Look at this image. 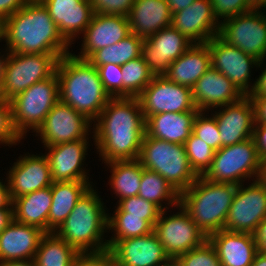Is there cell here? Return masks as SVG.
<instances>
[{"label":"cell","mask_w":266,"mask_h":266,"mask_svg":"<svg viewBox=\"0 0 266 266\" xmlns=\"http://www.w3.org/2000/svg\"><path fill=\"white\" fill-rule=\"evenodd\" d=\"M257 252L266 254V218L257 226L253 233Z\"/></svg>","instance_id":"cell-50"},{"label":"cell","mask_w":266,"mask_h":266,"mask_svg":"<svg viewBox=\"0 0 266 266\" xmlns=\"http://www.w3.org/2000/svg\"><path fill=\"white\" fill-rule=\"evenodd\" d=\"M245 95L222 73L210 67L192 88L199 111L214 110L240 101ZM213 108V109H212ZM215 108V109H214Z\"/></svg>","instance_id":"cell-22"},{"label":"cell","mask_w":266,"mask_h":266,"mask_svg":"<svg viewBox=\"0 0 266 266\" xmlns=\"http://www.w3.org/2000/svg\"><path fill=\"white\" fill-rule=\"evenodd\" d=\"M52 204L51 186L19 196L12 201L13 217L26 225L48 233V216Z\"/></svg>","instance_id":"cell-30"},{"label":"cell","mask_w":266,"mask_h":266,"mask_svg":"<svg viewBox=\"0 0 266 266\" xmlns=\"http://www.w3.org/2000/svg\"><path fill=\"white\" fill-rule=\"evenodd\" d=\"M116 266H160L170 257L153 232L117 240L110 248Z\"/></svg>","instance_id":"cell-21"},{"label":"cell","mask_w":266,"mask_h":266,"mask_svg":"<svg viewBox=\"0 0 266 266\" xmlns=\"http://www.w3.org/2000/svg\"><path fill=\"white\" fill-rule=\"evenodd\" d=\"M27 3L28 0H0V17H10Z\"/></svg>","instance_id":"cell-48"},{"label":"cell","mask_w":266,"mask_h":266,"mask_svg":"<svg viewBox=\"0 0 266 266\" xmlns=\"http://www.w3.org/2000/svg\"><path fill=\"white\" fill-rule=\"evenodd\" d=\"M0 266H36L34 260L8 261L0 263Z\"/></svg>","instance_id":"cell-56"},{"label":"cell","mask_w":266,"mask_h":266,"mask_svg":"<svg viewBox=\"0 0 266 266\" xmlns=\"http://www.w3.org/2000/svg\"><path fill=\"white\" fill-rule=\"evenodd\" d=\"M144 39L130 33L124 39L111 46L95 51L87 60L94 66L107 63L123 65L141 56Z\"/></svg>","instance_id":"cell-35"},{"label":"cell","mask_w":266,"mask_h":266,"mask_svg":"<svg viewBox=\"0 0 266 266\" xmlns=\"http://www.w3.org/2000/svg\"><path fill=\"white\" fill-rule=\"evenodd\" d=\"M13 219V209H0V233L11 223Z\"/></svg>","instance_id":"cell-54"},{"label":"cell","mask_w":266,"mask_h":266,"mask_svg":"<svg viewBox=\"0 0 266 266\" xmlns=\"http://www.w3.org/2000/svg\"><path fill=\"white\" fill-rule=\"evenodd\" d=\"M184 145L191 168L198 176H203L212 165L215 150L193 133Z\"/></svg>","instance_id":"cell-39"},{"label":"cell","mask_w":266,"mask_h":266,"mask_svg":"<svg viewBox=\"0 0 266 266\" xmlns=\"http://www.w3.org/2000/svg\"><path fill=\"white\" fill-rule=\"evenodd\" d=\"M251 266H266V254L257 252Z\"/></svg>","instance_id":"cell-57"},{"label":"cell","mask_w":266,"mask_h":266,"mask_svg":"<svg viewBox=\"0 0 266 266\" xmlns=\"http://www.w3.org/2000/svg\"><path fill=\"white\" fill-rule=\"evenodd\" d=\"M92 124L82 113L59 100L37 129L36 136L44 143L43 147L77 141L91 134Z\"/></svg>","instance_id":"cell-15"},{"label":"cell","mask_w":266,"mask_h":266,"mask_svg":"<svg viewBox=\"0 0 266 266\" xmlns=\"http://www.w3.org/2000/svg\"><path fill=\"white\" fill-rule=\"evenodd\" d=\"M88 137L89 135L85 139L45 147L52 182L90 181V174L83 167L90 145Z\"/></svg>","instance_id":"cell-17"},{"label":"cell","mask_w":266,"mask_h":266,"mask_svg":"<svg viewBox=\"0 0 266 266\" xmlns=\"http://www.w3.org/2000/svg\"><path fill=\"white\" fill-rule=\"evenodd\" d=\"M250 183L237 186L224 230L253 234L266 218V189L258 179Z\"/></svg>","instance_id":"cell-12"},{"label":"cell","mask_w":266,"mask_h":266,"mask_svg":"<svg viewBox=\"0 0 266 266\" xmlns=\"http://www.w3.org/2000/svg\"><path fill=\"white\" fill-rule=\"evenodd\" d=\"M262 12L266 15V4L262 7Z\"/></svg>","instance_id":"cell-62"},{"label":"cell","mask_w":266,"mask_h":266,"mask_svg":"<svg viewBox=\"0 0 266 266\" xmlns=\"http://www.w3.org/2000/svg\"><path fill=\"white\" fill-rule=\"evenodd\" d=\"M60 101L82 113L92 123L112 98L105 90L97 68L72 53L58 60Z\"/></svg>","instance_id":"cell-3"},{"label":"cell","mask_w":266,"mask_h":266,"mask_svg":"<svg viewBox=\"0 0 266 266\" xmlns=\"http://www.w3.org/2000/svg\"><path fill=\"white\" fill-rule=\"evenodd\" d=\"M44 234L45 232L38 227L13 219L0 233V263L34 260Z\"/></svg>","instance_id":"cell-25"},{"label":"cell","mask_w":266,"mask_h":266,"mask_svg":"<svg viewBox=\"0 0 266 266\" xmlns=\"http://www.w3.org/2000/svg\"><path fill=\"white\" fill-rule=\"evenodd\" d=\"M91 186V181L52 183V204L48 216V233L55 232L61 226L75 207L77 201Z\"/></svg>","instance_id":"cell-31"},{"label":"cell","mask_w":266,"mask_h":266,"mask_svg":"<svg viewBox=\"0 0 266 266\" xmlns=\"http://www.w3.org/2000/svg\"><path fill=\"white\" fill-rule=\"evenodd\" d=\"M248 2L253 9H262L266 4V0H248Z\"/></svg>","instance_id":"cell-59"},{"label":"cell","mask_w":266,"mask_h":266,"mask_svg":"<svg viewBox=\"0 0 266 266\" xmlns=\"http://www.w3.org/2000/svg\"><path fill=\"white\" fill-rule=\"evenodd\" d=\"M206 111H199L194 119L192 133L202 139L213 150L221 148L220 132L215 117L206 116Z\"/></svg>","instance_id":"cell-40"},{"label":"cell","mask_w":266,"mask_h":266,"mask_svg":"<svg viewBox=\"0 0 266 266\" xmlns=\"http://www.w3.org/2000/svg\"><path fill=\"white\" fill-rule=\"evenodd\" d=\"M6 50L22 54H58L70 52L71 46L42 2H28L5 19Z\"/></svg>","instance_id":"cell-2"},{"label":"cell","mask_w":266,"mask_h":266,"mask_svg":"<svg viewBox=\"0 0 266 266\" xmlns=\"http://www.w3.org/2000/svg\"><path fill=\"white\" fill-rule=\"evenodd\" d=\"M138 196L153 202L161 210H167L170 206L177 207L179 205L180 193L160 174L142 167ZM164 201H166V204Z\"/></svg>","instance_id":"cell-34"},{"label":"cell","mask_w":266,"mask_h":266,"mask_svg":"<svg viewBox=\"0 0 266 266\" xmlns=\"http://www.w3.org/2000/svg\"><path fill=\"white\" fill-rule=\"evenodd\" d=\"M219 36L259 61L266 59V15L261 9L224 20Z\"/></svg>","instance_id":"cell-11"},{"label":"cell","mask_w":266,"mask_h":266,"mask_svg":"<svg viewBox=\"0 0 266 266\" xmlns=\"http://www.w3.org/2000/svg\"><path fill=\"white\" fill-rule=\"evenodd\" d=\"M145 122L137 97H112L92 128L102 162L138 159Z\"/></svg>","instance_id":"cell-1"},{"label":"cell","mask_w":266,"mask_h":266,"mask_svg":"<svg viewBox=\"0 0 266 266\" xmlns=\"http://www.w3.org/2000/svg\"><path fill=\"white\" fill-rule=\"evenodd\" d=\"M192 45L177 29L169 26L144 39L141 56L151 72L161 76Z\"/></svg>","instance_id":"cell-16"},{"label":"cell","mask_w":266,"mask_h":266,"mask_svg":"<svg viewBox=\"0 0 266 266\" xmlns=\"http://www.w3.org/2000/svg\"><path fill=\"white\" fill-rule=\"evenodd\" d=\"M210 67L212 64L208 44H193L170 64L163 76L169 81L192 89Z\"/></svg>","instance_id":"cell-28"},{"label":"cell","mask_w":266,"mask_h":266,"mask_svg":"<svg viewBox=\"0 0 266 266\" xmlns=\"http://www.w3.org/2000/svg\"><path fill=\"white\" fill-rule=\"evenodd\" d=\"M217 251L221 266H251L257 253L251 233L217 231L208 237Z\"/></svg>","instance_id":"cell-26"},{"label":"cell","mask_w":266,"mask_h":266,"mask_svg":"<svg viewBox=\"0 0 266 266\" xmlns=\"http://www.w3.org/2000/svg\"><path fill=\"white\" fill-rule=\"evenodd\" d=\"M250 99L254 106L255 123H266V96Z\"/></svg>","instance_id":"cell-51"},{"label":"cell","mask_w":266,"mask_h":266,"mask_svg":"<svg viewBox=\"0 0 266 266\" xmlns=\"http://www.w3.org/2000/svg\"><path fill=\"white\" fill-rule=\"evenodd\" d=\"M258 153L266 160V123H255L253 137Z\"/></svg>","instance_id":"cell-47"},{"label":"cell","mask_w":266,"mask_h":266,"mask_svg":"<svg viewBox=\"0 0 266 266\" xmlns=\"http://www.w3.org/2000/svg\"><path fill=\"white\" fill-rule=\"evenodd\" d=\"M72 266H116L115 259L109 249L101 252L79 253Z\"/></svg>","instance_id":"cell-46"},{"label":"cell","mask_w":266,"mask_h":266,"mask_svg":"<svg viewBox=\"0 0 266 266\" xmlns=\"http://www.w3.org/2000/svg\"><path fill=\"white\" fill-rule=\"evenodd\" d=\"M79 252L55 232L45 233L35 253L36 266H72Z\"/></svg>","instance_id":"cell-33"},{"label":"cell","mask_w":266,"mask_h":266,"mask_svg":"<svg viewBox=\"0 0 266 266\" xmlns=\"http://www.w3.org/2000/svg\"><path fill=\"white\" fill-rule=\"evenodd\" d=\"M261 69V74L253 83V88L247 95L249 98L266 96V67H262Z\"/></svg>","instance_id":"cell-49"},{"label":"cell","mask_w":266,"mask_h":266,"mask_svg":"<svg viewBox=\"0 0 266 266\" xmlns=\"http://www.w3.org/2000/svg\"><path fill=\"white\" fill-rule=\"evenodd\" d=\"M62 37L70 44L83 34L94 11L85 0H42Z\"/></svg>","instance_id":"cell-24"},{"label":"cell","mask_w":266,"mask_h":266,"mask_svg":"<svg viewBox=\"0 0 266 266\" xmlns=\"http://www.w3.org/2000/svg\"><path fill=\"white\" fill-rule=\"evenodd\" d=\"M261 163L262 159L251 138L215 151L212 165L203 177L215 183L240 185L247 179H258Z\"/></svg>","instance_id":"cell-8"},{"label":"cell","mask_w":266,"mask_h":266,"mask_svg":"<svg viewBox=\"0 0 266 266\" xmlns=\"http://www.w3.org/2000/svg\"><path fill=\"white\" fill-rule=\"evenodd\" d=\"M7 173L11 201L30 192L52 185L50 165L46 155L25 154L18 157Z\"/></svg>","instance_id":"cell-18"},{"label":"cell","mask_w":266,"mask_h":266,"mask_svg":"<svg viewBox=\"0 0 266 266\" xmlns=\"http://www.w3.org/2000/svg\"><path fill=\"white\" fill-rule=\"evenodd\" d=\"M199 111L166 112L148 116L145 133L174 144H184L191 135L194 119Z\"/></svg>","instance_id":"cell-29"},{"label":"cell","mask_w":266,"mask_h":266,"mask_svg":"<svg viewBox=\"0 0 266 266\" xmlns=\"http://www.w3.org/2000/svg\"><path fill=\"white\" fill-rule=\"evenodd\" d=\"M105 164L110 168L109 186L119 198L118 202L138 195L142 177V165L138 159L117 160Z\"/></svg>","instance_id":"cell-32"},{"label":"cell","mask_w":266,"mask_h":266,"mask_svg":"<svg viewBox=\"0 0 266 266\" xmlns=\"http://www.w3.org/2000/svg\"><path fill=\"white\" fill-rule=\"evenodd\" d=\"M258 180L264 185L266 189V160H262Z\"/></svg>","instance_id":"cell-58"},{"label":"cell","mask_w":266,"mask_h":266,"mask_svg":"<svg viewBox=\"0 0 266 266\" xmlns=\"http://www.w3.org/2000/svg\"><path fill=\"white\" fill-rule=\"evenodd\" d=\"M154 227L141 217L111 216L108 213V230L114 231L108 240V249L117 241L127 238L139 237L153 232Z\"/></svg>","instance_id":"cell-37"},{"label":"cell","mask_w":266,"mask_h":266,"mask_svg":"<svg viewBox=\"0 0 266 266\" xmlns=\"http://www.w3.org/2000/svg\"><path fill=\"white\" fill-rule=\"evenodd\" d=\"M237 186L215 183L199 176L187 190L180 193L179 204L205 236L209 237L224 230Z\"/></svg>","instance_id":"cell-5"},{"label":"cell","mask_w":266,"mask_h":266,"mask_svg":"<svg viewBox=\"0 0 266 266\" xmlns=\"http://www.w3.org/2000/svg\"><path fill=\"white\" fill-rule=\"evenodd\" d=\"M171 26L193 44L207 43L220 31L211 0H195L187 8L173 12Z\"/></svg>","instance_id":"cell-19"},{"label":"cell","mask_w":266,"mask_h":266,"mask_svg":"<svg viewBox=\"0 0 266 266\" xmlns=\"http://www.w3.org/2000/svg\"><path fill=\"white\" fill-rule=\"evenodd\" d=\"M7 53V54H5ZM5 55V56H4ZM9 52L7 50L4 51L3 55L0 52V88L3 83L4 73H5V65L8 59Z\"/></svg>","instance_id":"cell-55"},{"label":"cell","mask_w":266,"mask_h":266,"mask_svg":"<svg viewBox=\"0 0 266 266\" xmlns=\"http://www.w3.org/2000/svg\"><path fill=\"white\" fill-rule=\"evenodd\" d=\"M211 53L212 67L224 74L245 96L252 90L251 70L255 66L264 67V60L246 54L239 48L228 44L219 35L207 42Z\"/></svg>","instance_id":"cell-14"},{"label":"cell","mask_w":266,"mask_h":266,"mask_svg":"<svg viewBox=\"0 0 266 266\" xmlns=\"http://www.w3.org/2000/svg\"><path fill=\"white\" fill-rule=\"evenodd\" d=\"M160 266H183L178 258H169L166 262L162 263Z\"/></svg>","instance_id":"cell-60"},{"label":"cell","mask_w":266,"mask_h":266,"mask_svg":"<svg viewBox=\"0 0 266 266\" xmlns=\"http://www.w3.org/2000/svg\"><path fill=\"white\" fill-rule=\"evenodd\" d=\"M135 0H90L94 14L128 16Z\"/></svg>","instance_id":"cell-45"},{"label":"cell","mask_w":266,"mask_h":266,"mask_svg":"<svg viewBox=\"0 0 266 266\" xmlns=\"http://www.w3.org/2000/svg\"><path fill=\"white\" fill-rule=\"evenodd\" d=\"M195 0H166L169 5L171 13L179 12L184 8L190 6Z\"/></svg>","instance_id":"cell-53"},{"label":"cell","mask_w":266,"mask_h":266,"mask_svg":"<svg viewBox=\"0 0 266 266\" xmlns=\"http://www.w3.org/2000/svg\"><path fill=\"white\" fill-rule=\"evenodd\" d=\"M211 2L213 14L219 23L239 14L253 10V8L249 5L248 0H211Z\"/></svg>","instance_id":"cell-44"},{"label":"cell","mask_w":266,"mask_h":266,"mask_svg":"<svg viewBox=\"0 0 266 266\" xmlns=\"http://www.w3.org/2000/svg\"><path fill=\"white\" fill-rule=\"evenodd\" d=\"M91 186L77 201L75 207L55 231L79 253L101 252L108 249L103 238L108 230V213L100 195ZM105 239V240H104Z\"/></svg>","instance_id":"cell-4"},{"label":"cell","mask_w":266,"mask_h":266,"mask_svg":"<svg viewBox=\"0 0 266 266\" xmlns=\"http://www.w3.org/2000/svg\"><path fill=\"white\" fill-rule=\"evenodd\" d=\"M58 54H22L9 52L0 98L10 101L34 83L50 78L55 72Z\"/></svg>","instance_id":"cell-9"},{"label":"cell","mask_w":266,"mask_h":266,"mask_svg":"<svg viewBox=\"0 0 266 266\" xmlns=\"http://www.w3.org/2000/svg\"><path fill=\"white\" fill-rule=\"evenodd\" d=\"M112 216H135L147 220L153 227L158 220L161 209L153 202L141 197L132 196L117 202Z\"/></svg>","instance_id":"cell-38"},{"label":"cell","mask_w":266,"mask_h":266,"mask_svg":"<svg viewBox=\"0 0 266 266\" xmlns=\"http://www.w3.org/2000/svg\"><path fill=\"white\" fill-rule=\"evenodd\" d=\"M123 97H137L152 81L154 74L142 56L121 65Z\"/></svg>","instance_id":"cell-36"},{"label":"cell","mask_w":266,"mask_h":266,"mask_svg":"<svg viewBox=\"0 0 266 266\" xmlns=\"http://www.w3.org/2000/svg\"><path fill=\"white\" fill-rule=\"evenodd\" d=\"M144 118L158 113L199 111L193 102L192 89L154 76L150 84L137 96Z\"/></svg>","instance_id":"cell-13"},{"label":"cell","mask_w":266,"mask_h":266,"mask_svg":"<svg viewBox=\"0 0 266 266\" xmlns=\"http://www.w3.org/2000/svg\"><path fill=\"white\" fill-rule=\"evenodd\" d=\"M23 139L13 125L10 101L0 98V145L13 146Z\"/></svg>","instance_id":"cell-43"},{"label":"cell","mask_w":266,"mask_h":266,"mask_svg":"<svg viewBox=\"0 0 266 266\" xmlns=\"http://www.w3.org/2000/svg\"><path fill=\"white\" fill-rule=\"evenodd\" d=\"M127 18L130 32L147 39L171 26L172 13L166 0H135Z\"/></svg>","instance_id":"cell-27"},{"label":"cell","mask_w":266,"mask_h":266,"mask_svg":"<svg viewBox=\"0 0 266 266\" xmlns=\"http://www.w3.org/2000/svg\"><path fill=\"white\" fill-rule=\"evenodd\" d=\"M212 115L220 132L221 148L251 139L253 137L255 115L252 100L244 96L240 101L218 107Z\"/></svg>","instance_id":"cell-20"},{"label":"cell","mask_w":266,"mask_h":266,"mask_svg":"<svg viewBox=\"0 0 266 266\" xmlns=\"http://www.w3.org/2000/svg\"><path fill=\"white\" fill-rule=\"evenodd\" d=\"M95 67L109 95L111 97H123V74L121 65L107 63Z\"/></svg>","instance_id":"cell-42"},{"label":"cell","mask_w":266,"mask_h":266,"mask_svg":"<svg viewBox=\"0 0 266 266\" xmlns=\"http://www.w3.org/2000/svg\"><path fill=\"white\" fill-rule=\"evenodd\" d=\"M5 39V19L0 17V42Z\"/></svg>","instance_id":"cell-61"},{"label":"cell","mask_w":266,"mask_h":266,"mask_svg":"<svg viewBox=\"0 0 266 266\" xmlns=\"http://www.w3.org/2000/svg\"><path fill=\"white\" fill-rule=\"evenodd\" d=\"M138 160L144 169L160 174L179 193L187 190L199 177L190 166L184 144L152 138L146 133Z\"/></svg>","instance_id":"cell-6"},{"label":"cell","mask_w":266,"mask_h":266,"mask_svg":"<svg viewBox=\"0 0 266 266\" xmlns=\"http://www.w3.org/2000/svg\"><path fill=\"white\" fill-rule=\"evenodd\" d=\"M129 21L123 15L94 14L83 32L81 51L75 57L87 60L95 51L118 43L130 34Z\"/></svg>","instance_id":"cell-23"},{"label":"cell","mask_w":266,"mask_h":266,"mask_svg":"<svg viewBox=\"0 0 266 266\" xmlns=\"http://www.w3.org/2000/svg\"><path fill=\"white\" fill-rule=\"evenodd\" d=\"M176 208L179 212L169 216L161 210L153 229L170 258H178L208 240L180 204Z\"/></svg>","instance_id":"cell-10"},{"label":"cell","mask_w":266,"mask_h":266,"mask_svg":"<svg viewBox=\"0 0 266 266\" xmlns=\"http://www.w3.org/2000/svg\"><path fill=\"white\" fill-rule=\"evenodd\" d=\"M42 0H28V2H41Z\"/></svg>","instance_id":"cell-63"},{"label":"cell","mask_w":266,"mask_h":266,"mask_svg":"<svg viewBox=\"0 0 266 266\" xmlns=\"http://www.w3.org/2000/svg\"><path fill=\"white\" fill-rule=\"evenodd\" d=\"M183 266H221L217 251L209 240L178 257Z\"/></svg>","instance_id":"cell-41"},{"label":"cell","mask_w":266,"mask_h":266,"mask_svg":"<svg viewBox=\"0 0 266 266\" xmlns=\"http://www.w3.org/2000/svg\"><path fill=\"white\" fill-rule=\"evenodd\" d=\"M0 209H13L12 201L9 195L8 181L5 180L3 183L1 179H0Z\"/></svg>","instance_id":"cell-52"},{"label":"cell","mask_w":266,"mask_h":266,"mask_svg":"<svg viewBox=\"0 0 266 266\" xmlns=\"http://www.w3.org/2000/svg\"><path fill=\"white\" fill-rule=\"evenodd\" d=\"M59 100V79L56 72L12 98L10 104L13 125L19 135L25 139L30 130L36 132Z\"/></svg>","instance_id":"cell-7"}]
</instances>
